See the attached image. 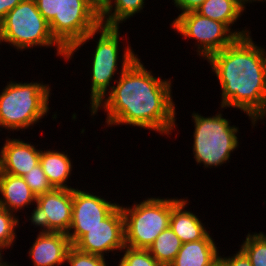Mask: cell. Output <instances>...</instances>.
<instances>
[{"mask_svg":"<svg viewBox=\"0 0 266 266\" xmlns=\"http://www.w3.org/2000/svg\"><path fill=\"white\" fill-rule=\"evenodd\" d=\"M240 248L249 257L252 266H266V234L248 232Z\"/></svg>","mask_w":266,"mask_h":266,"instance_id":"cell-22","label":"cell"},{"mask_svg":"<svg viewBox=\"0 0 266 266\" xmlns=\"http://www.w3.org/2000/svg\"><path fill=\"white\" fill-rule=\"evenodd\" d=\"M37 8L45 20L50 23L54 17H59L60 0H35Z\"/></svg>","mask_w":266,"mask_h":266,"instance_id":"cell-27","label":"cell"},{"mask_svg":"<svg viewBox=\"0 0 266 266\" xmlns=\"http://www.w3.org/2000/svg\"><path fill=\"white\" fill-rule=\"evenodd\" d=\"M0 266H17V264L15 265H13V264H10L9 262H7V261H2L1 263H0Z\"/></svg>","mask_w":266,"mask_h":266,"instance_id":"cell-34","label":"cell"},{"mask_svg":"<svg viewBox=\"0 0 266 266\" xmlns=\"http://www.w3.org/2000/svg\"><path fill=\"white\" fill-rule=\"evenodd\" d=\"M194 122L192 151L196 163H203L204 168H214L229 163L231 153L239 146V127L231 125V121L217 114L204 117L193 112Z\"/></svg>","mask_w":266,"mask_h":266,"instance_id":"cell-5","label":"cell"},{"mask_svg":"<svg viewBox=\"0 0 266 266\" xmlns=\"http://www.w3.org/2000/svg\"><path fill=\"white\" fill-rule=\"evenodd\" d=\"M29 249L33 266H61L66 264L72 246L67 234L59 232L39 233Z\"/></svg>","mask_w":266,"mask_h":266,"instance_id":"cell-14","label":"cell"},{"mask_svg":"<svg viewBox=\"0 0 266 266\" xmlns=\"http://www.w3.org/2000/svg\"><path fill=\"white\" fill-rule=\"evenodd\" d=\"M0 207L9 212L23 211L36 203L37 195L29 188L23 177L0 173Z\"/></svg>","mask_w":266,"mask_h":266,"instance_id":"cell-16","label":"cell"},{"mask_svg":"<svg viewBox=\"0 0 266 266\" xmlns=\"http://www.w3.org/2000/svg\"><path fill=\"white\" fill-rule=\"evenodd\" d=\"M3 252V249H1L0 248V263L4 260L2 257H4L2 254H4V253H2Z\"/></svg>","mask_w":266,"mask_h":266,"instance_id":"cell-36","label":"cell"},{"mask_svg":"<svg viewBox=\"0 0 266 266\" xmlns=\"http://www.w3.org/2000/svg\"><path fill=\"white\" fill-rule=\"evenodd\" d=\"M87 190L73 189L72 222L67 236L74 245L87 230L101 224L118 205Z\"/></svg>","mask_w":266,"mask_h":266,"instance_id":"cell-11","label":"cell"},{"mask_svg":"<svg viewBox=\"0 0 266 266\" xmlns=\"http://www.w3.org/2000/svg\"><path fill=\"white\" fill-rule=\"evenodd\" d=\"M22 177L29 188L37 196L43 193H48L54 189L49 183L40 163Z\"/></svg>","mask_w":266,"mask_h":266,"instance_id":"cell-24","label":"cell"},{"mask_svg":"<svg viewBox=\"0 0 266 266\" xmlns=\"http://www.w3.org/2000/svg\"><path fill=\"white\" fill-rule=\"evenodd\" d=\"M99 15L108 7L110 0H85Z\"/></svg>","mask_w":266,"mask_h":266,"instance_id":"cell-31","label":"cell"},{"mask_svg":"<svg viewBox=\"0 0 266 266\" xmlns=\"http://www.w3.org/2000/svg\"><path fill=\"white\" fill-rule=\"evenodd\" d=\"M121 26H105L100 25L96 29L99 39L96 42L94 54L92 57L91 67V94H90V111L104 98V96L112 89L113 82L117 79L114 75L121 74L138 56L133 51L130 44L123 49L122 61L119 59L120 46V28ZM101 32V33H100ZM121 62V71H118V62ZM110 87V88H109ZM109 88V89H108Z\"/></svg>","mask_w":266,"mask_h":266,"instance_id":"cell-6","label":"cell"},{"mask_svg":"<svg viewBox=\"0 0 266 266\" xmlns=\"http://www.w3.org/2000/svg\"><path fill=\"white\" fill-rule=\"evenodd\" d=\"M203 17L225 23L230 29L244 13L240 0H205L195 10Z\"/></svg>","mask_w":266,"mask_h":266,"instance_id":"cell-19","label":"cell"},{"mask_svg":"<svg viewBox=\"0 0 266 266\" xmlns=\"http://www.w3.org/2000/svg\"><path fill=\"white\" fill-rule=\"evenodd\" d=\"M225 266H252L249 257L245 254L242 249H239L236 254L234 253L231 257H222Z\"/></svg>","mask_w":266,"mask_h":266,"instance_id":"cell-28","label":"cell"},{"mask_svg":"<svg viewBox=\"0 0 266 266\" xmlns=\"http://www.w3.org/2000/svg\"><path fill=\"white\" fill-rule=\"evenodd\" d=\"M210 233L203 239L182 243L176 258L169 266H208L219 256Z\"/></svg>","mask_w":266,"mask_h":266,"instance_id":"cell-17","label":"cell"},{"mask_svg":"<svg viewBox=\"0 0 266 266\" xmlns=\"http://www.w3.org/2000/svg\"><path fill=\"white\" fill-rule=\"evenodd\" d=\"M0 148V173L24 176L40 163L41 150L31 142L8 138Z\"/></svg>","mask_w":266,"mask_h":266,"instance_id":"cell-13","label":"cell"},{"mask_svg":"<svg viewBox=\"0 0 266 266\" xmlns=\"http://www.w3.org/2000/svg\"><path fill=\"white\" fill-rule=\"evenodd\" d=\"M0 44H1V26H0Z\"/></svg>","mask_w":266,"mask_h":266,"instance_id":"cell-37","label":"cell"},{"mask_svg":"<svg viewBox=\"0 0 266 266\" xmlns=\"http://www.w3.org/2000/svg\"><path fill=\"white\" fill-rule=\"evenodd\" d=\"M171 27L184 39L197 40V55L204 60L231 45L238 37L251 34L248 28L233 30L225 23L203 17L195 11L180 13L171 23Z\"/></svg>","mask_w":266,"mask_h":266,"instance_id":"cell-9","label":"cell"},{"mask_svg":"<svg viewBox=\"0 0 266 266\" xmlns=\"http://www.w3.org/2000/svg\"><path fill=\"white\" fill-rule=\"evenodd\" d=\"M188 198H171V218L169 227L174 231L182 243L197 241L205 238L209 233L198 215L185 209Z\"/></svg>","mask_w":266,"mask_h":266,"instance_id":"cell-15","label":"cell"},{"mask_svg":"<svg viewBox=\"0 0 266 266\" xmlns=\"http://www.w3.org/2000/svg\"><path fill=\"white\" fill-rule=\"evenodd\" d=\"M208 266H225L222 256H218L213 262H211Z\"/></svg>","mask_w":266,"mask_h":266,"instance_id":"cell-32","label":"cell"},{"mask_svg":"<svg viewBox=\"0 0 266 266\" xmlns=\"http://www.w3.org/2000/svg\"><path fill=\"white\" fill-rule=\"evenodd\" d=\"M181 247V240L168 227L158 235L148 250L161 266H169L176 258Z\"/></svg>","mask_w":266,"mask_h":266,"instance_id":"cell-21","label":"cell"},{"mask_svg":"<svg viewBox=\"0 0 266 266\" xmlns=\"http://www.w3.org/2000/svg\"><path fill=\"white\" fill-rule=\"evenodd\" d=\"M73 246L82 252L103 257L115 250L121 252L126 246L121 205L102 220L100 225L87 230Z\"/></svg>","mask_w":266,"mask_h":266,"instance_id":"cell-12","label":"cell"},{"mask_svg":"<svg viewBox=\"0 0 266 266\" xmlns=\"http://www.w3.org/2000/svg\"><path fill=\"white\" fill-rule=\"evenodd\" d=\"M21 1L23 0H0V22L5 18L7 13Z\"/></svg>","mask_w":266,"mask_h":266,"instance_id":"cell-30","label":"cell"},{"mask_svg":"<svg viewBox=\"0 0 266 266\" xmlns=\"http://www.w3.org/2000/svg\"><path fill=\"white\" fill-rule=\"evenodd\" d=\"M31 224L39 227V233L59 232L67 234L72 222L73 189H53L37 196Z\"/></svg>","mask_w":266,"mask_h":266,"instance_id":"cell-10","label":"cell"},{"mask_svg":"<svg viewBox=\"0 0 266 266\" xmlns=\"http://www.w3.org/2000/svg\"><path fill=\"white\" fill-rule=\"evenodd\" d=\"M112 89L90 111L105 109L106 126L130 125L170 135L176 125V107L171 79H161L147 70L138 57L117 77Z\"/></svg>","mask_w":266,"mask_h":266,"instance_id":"cell-1","label":"cell"},{"mask_svg":"<svg viewBox=\"0 0 266 266\" xmlns=\"http://www.w3.org/2000/svg\"><path fill=\"white\" fill-rule=\"evenodd\" d=\"M266 2V0H240L241 5L243 7L244 10H246V3H253V2Z\"/></svg>","mask_w":266,"mask_h":266,"instance_id":"cell-33","label":"cell"},{"mask_svg":"<svg viewBox=\"0 0 266 266\" xmlns=\"http://www.w3.org/2000/svg\"><path fill=\"white\" fill-rule=\"evenodd\" d=\"M1 43L18 51L34 47L52 48L66 61L67 51L52 36L49 23L41 15L35 0H23L0 22ZM32 47V48H31Z\"/></svg>","mask_w":266,"mask_h":266,"instance_id":"cell-4","label":"cell"},{"mask_svg":"<svg viewBox=\"0 0 266 266\" xmlns=\"http://www.w3.org/2000/svg\"><path fill=\"white\" fill-rule=\"evenodd\" d=\"M105 257L78 250L73 245L69 248L66 263L70 266H108Z\"/></svg>","mask_w":266,"mask_h":266,"instance_id":"cell-26","label":"cell"},{"mask_svg":"<svg viewBox=\"0 0 266 266\" xmlns=\"http://www.w3.org/2000/svg\"><path fill=\"white\" fill-rule=\"evenodd\" d=\"M70 156L65 151L41 150L40 164L49 183L55 189H74L67 185L73 168Z\"/></svg>","mask_w":266,"mask_h":266,"instance_id":"cell-18","label":"cell"},{"mask_svg":"<svg viewBox=\"0 0 266 266\" xmlns=\"http://www.w3.org/2000/svg\"><path fill=\"white\" fill-rule=\"evenodd\" d=\"M145 0H110L106 10L100 15V23L105 26H118L140 13Z\"/></svg>","mask_w":266,"mask_h":266,"instance_id":"cell-20","label":"cell"},{"mask_svg":"<svg viewBox=\"0 0 266 266\" xmlns=\"http://www.w3.org/2000/svg\"><path fill=\"white\" fill-rule=\"evenodd\" d=\"M257 45L251 35L238 37L206 59L221 86L220 111L240 109L253 127L266 119V51Z\"/></svg>","mask_w":266,"mask_h":266,"instance_id":"cell-2","label":"cell"},{"mask_svg":"<svg viewBox=\"0 0 266 266\" xmlns=\"http://www.w3.org/2000/svg\"><path fill=\"white\" fill-rule=\"evenodd\" d=\"M124 218L125 245L148 249L170 225L171 198L150 197L130 207L121 206Z\"/></svg>","mask_w":266,"mask_h":266,"instance_id":"cell-7","label":"cell"},{"mask_svg":"<svg viewBox=\"0 0 266 266\" xmlns=\"http://www.w3.org/2000/svg\"><path fill=\"white\" fill-rule=\"evenodd\" d=\"M121 252H125L121 260L128 266H161L148 249H136L125 246Z\"/></svg>","mask_w":266,"mask_h":266,"instance_id":"cell-25","label":"cell"},{"mask_svg":"<svg viewBox=\"0 0 266 266\" xmlns=\"http://www.w3.org/2000/svg\"><path fill=\"white\" fill-rule=\"evenodd\" d=\"M7 83L0 93V128L23 131L50 112L52 90L49 84L12 80Z\"/></svg>","mask_w":266,"mask_h":266,"instance_id":"cell-3","label":"cell"},{"mask_svg":"<svg viewBox=\"0 0 266 266\" xmlns=\"http://www.w3.org/2000/svg\"><path fill=\"white\" fill-rule=\"evenodd\" d=\"M19 218L15 213L0 207V248H13L16 241V228L19 226Z\"/></svg>","mask_w":266,"mask_h":266,"instance_id":"cell-23","label":"cell"},{"mask_svg":"<svg viewBox=\"0 0 266 266\" xmlns=\"http://www.w3.org/2000/svg\"><path fill=\"white\" fill-rule=\"evenodd\" d=\"M100 25V15L85 0H60L59 17H54L49 28L70 61L81 46L95 38Z\"/></svg>","mask_w":266,"mask_h":266,"instance_id":"cell-8","label":"cell"},{"mask_svg":"<svg viewBox=\"0 0 266 266\" xmlns=\"http://www.w3.org/2000/svg\"><path fill=\"white\" fill-rule=\"evenodd\" d=\"M205 0H173L175 7L181 10V13L195 11Z\"/></svg>","mask_w":266,"mask_h":266,"instance_id":"cell-29","label":"cell"},{"mask_svg":"<svg viewBox=\"0 0 266 266\" xmlns=\"http://www.w3.org/2000/svg\"><path fill=\"white\" fill-rule=\"evenodd\" d=\"M118 266H128L125 262H123L121 259L119 260Z\"/></svg>","mask_w":266,"mask_h":266,"instance_id":"cell-35","label":"cell"}]
</instances>
